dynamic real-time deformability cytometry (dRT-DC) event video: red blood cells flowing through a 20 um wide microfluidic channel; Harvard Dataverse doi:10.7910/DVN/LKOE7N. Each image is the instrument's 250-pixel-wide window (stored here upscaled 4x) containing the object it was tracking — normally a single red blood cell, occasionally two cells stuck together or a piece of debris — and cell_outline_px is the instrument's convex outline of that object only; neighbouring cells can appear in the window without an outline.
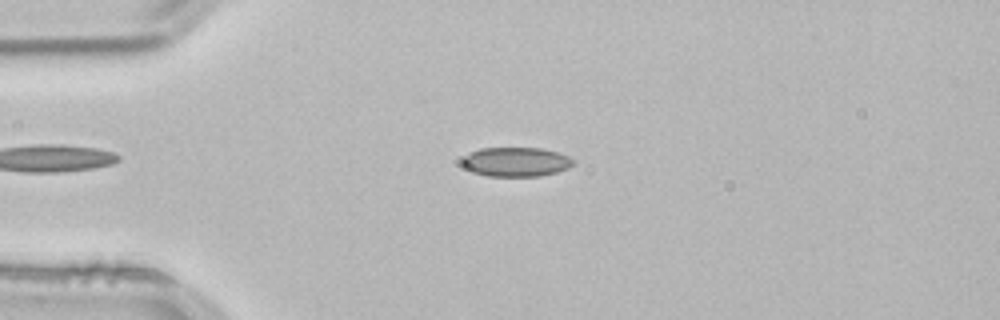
{"species": "common noctule bat (a hibernating species)", "species_latin": "Nyctalus noctula", "temperature_condition": "room temperature", "stored_images_in_passage": 47, "camera_frame_rate_fps": 3000, "um_per_image_px": 0.085, "animal": {"sex": "male", "body_mass_g": 21.5, "forearm_length_mm": 52.0}, "frame": {"image": 1, "passage_image": 7, "time_ms": 2.0, "image_size_px": [1000, 320], "cell_outline_px": [[576, 164], [568, 168], [556, 172], [540, 176], [488, 176], [472, 172], [464, 168], [460, 160], [468, 152], [480, 148], [540, 148], [556, 152], [568, 156], [576, 160]], "centroid_in_image_um": [43.83, 13.76], "position_along_channel_um": 41.2, "area_um2": 19.25}}
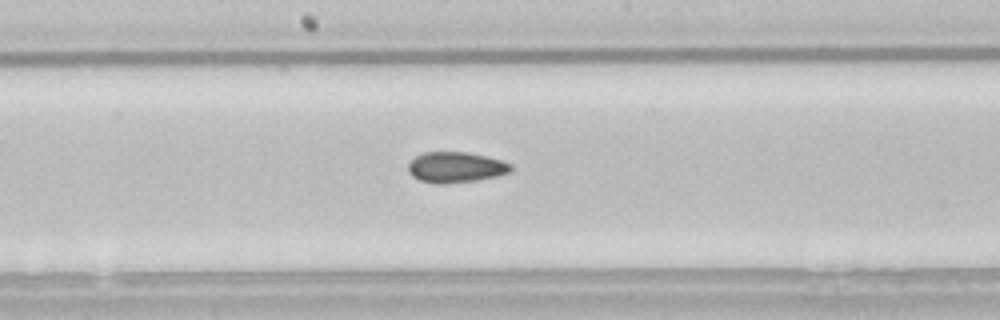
{"frame": {"image": 2, "passage_image": 22, "time_ms": 7.0, "image_size_px": [1000, 320], "cell_outline_px": [[512, 172], [496, 176], [476, 180], [448, 184], [432, 184], [420, 180], [412, 176], [408, 172], [408, 164], [416, 156], [424, 152], [464, 152], [488, 156], [512, 164]], "centroid_in_image_um": [38.73, 14.23], "position_along_channel_um": 209.5, "area_um2": 18.5}}
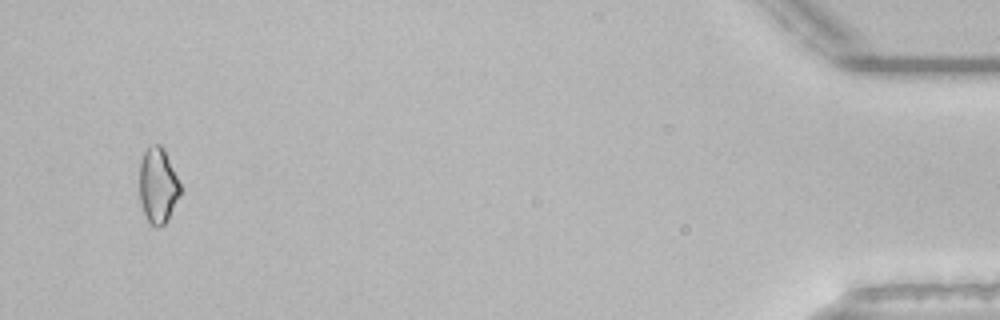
{"frame": {"image": 3, "passage_image": 45, "time_ms": 14.667, "image_size_px": [1000, 320], "cell_outline_px": [[180, 196], [168, 220], [164, 224], [156, 228], [148, 220], [144, 212], [140, 200], [140, 160], [144, 152], [152, 144], [160, 144], [164, 148], [180, 184]], "centroid_in_image_um": [13.43, 15.77], "position_along_channel_um": 421.8, "area_um2": 17.86}, "authors_computed_cell_mechanics": {"area_um2": 18.2648, "velocity_mm_per_s": 3.8541, "shape_relaxation_time_tau1_ms": null, "shape_relaxation_time_tau2_ms": 3.5635, "deformation_change_tau1": null, "deformation_change_tau2": 0.0815}}